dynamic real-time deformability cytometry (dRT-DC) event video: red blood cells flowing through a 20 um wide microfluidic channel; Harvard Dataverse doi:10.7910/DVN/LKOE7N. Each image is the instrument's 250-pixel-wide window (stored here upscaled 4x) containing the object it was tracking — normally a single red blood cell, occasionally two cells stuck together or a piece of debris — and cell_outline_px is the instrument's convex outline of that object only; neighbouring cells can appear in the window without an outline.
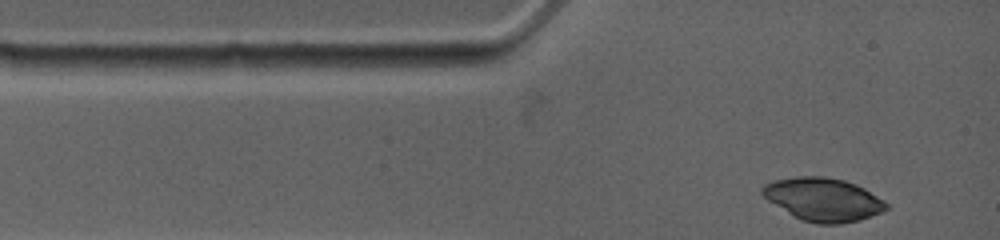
{"species": "common noctule bat (a hibernating species)", "species_latin": "Nyctalus noctula", "temperature_condition": "warm", "stored_images_in_passage": 5, "camera_frame_rate_fps": 4500, "um_per_image_px": 0.085, "animal": {"sex": "female", "body_mass_g": 19.0, "forearm_length_mm": 53.3}, "frame": {"image": 1, "passage_image": 1, "time_ms": 0.0, "image_size_px": [1000, 240], "cell_outline_px": [[888, 208], [880, 212], [860, 220], [840, 224], [816, 224], [804, 220], [788, 212], [768, 200], [760, 192], [760, 188], [764, 184], [772, 180], [796, 176], [824, 176], [844, 180], [856, 184], [864, 188], [884, 200], [888, 204]], "centroid_in_image_um": [69.96, 16.93], "position_along_channel_um": 15.0, "area_um2": 31.1}}